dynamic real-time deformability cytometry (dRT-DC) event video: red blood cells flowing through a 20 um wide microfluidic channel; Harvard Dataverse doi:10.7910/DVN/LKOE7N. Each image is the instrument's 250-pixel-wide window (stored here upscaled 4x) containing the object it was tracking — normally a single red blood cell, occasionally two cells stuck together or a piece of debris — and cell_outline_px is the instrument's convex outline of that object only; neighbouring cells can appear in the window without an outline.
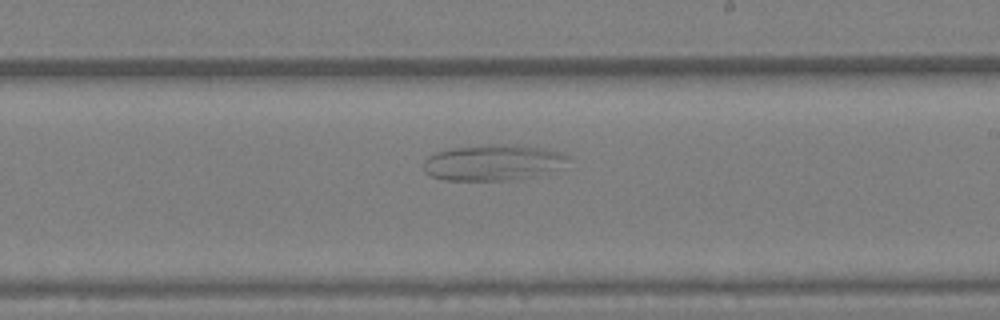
{"species": "Egyptian fruit bat (a non-hibernating species)", "species_latin": "Rousettus aegyptiacus", "temperature_condition": "warm", "stored_images_in_passage": 38, "camera_frame_rate_fps": 3000, "um_per_image_px": 0.085, "animal": {"sex": "female"}, "frame": {"image": 1, "passage_image": 22, "time_ms": 7.0, "image_size_px": [1000, 320], "cell_outline_px": [[572, 156], [532, 176], [512, 180], [444, 180], [428, 176], [424, 172], [424, 160], [428, 156], [436, 152], [456, 148], [516, 144], [544, 148], [564, 152]], "centroid_in_image_um": [41.78, 13.81], "position_along_channel_um": 247.2, "area_um2": 29.19}}
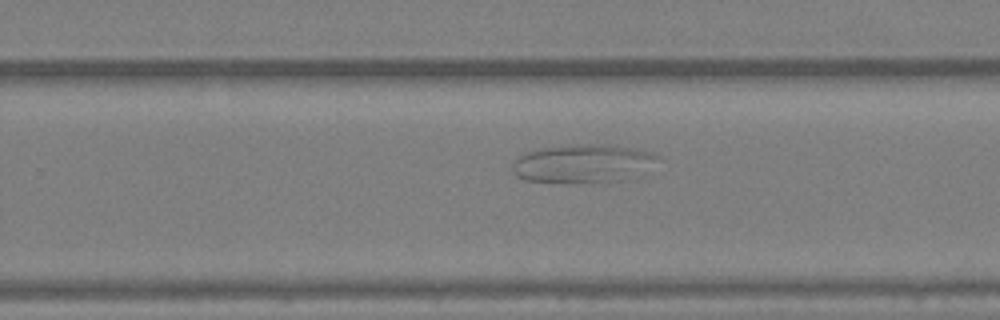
{"frame": {"image": 2, "passage_image": 24, "time_ms": 7.667, "image_size_px": [1000, 320], "cell_outline_px": [[660, 160], [624, 180], [524, 180], [516, 176], [512, 172], [512, 164], [516, 156], [528, 152], [544, 148], [572, 144], [604, 144], [632, 148], [652, 152], [660, 156]], "centroid_in_image_um": [49.52, 13.84], "position_along_channel_um": 280.3, "area_um2": 31.33}}
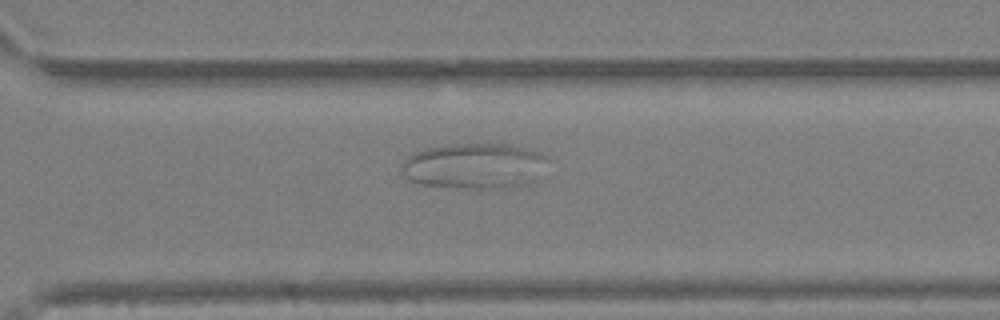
{"frame": {"image": 3, "passage_image": 27, "time_ms": 8.667, "image_size_px": [1000, 320], "cell_outline_px": [[548, 156], [540, 180], [528, 184], [508, 188], [456, 188], [420, 184], [408, 180], [400, 172], [400, 164], [408, 156], [416, 152], [428, 148], [452, 144], [504, 144], [524, 148], [540, 152]], "centroid_in_image_um": [40.34, 14.13], "position_along_channel_um": 330.3, "area_um2": 39.42}}